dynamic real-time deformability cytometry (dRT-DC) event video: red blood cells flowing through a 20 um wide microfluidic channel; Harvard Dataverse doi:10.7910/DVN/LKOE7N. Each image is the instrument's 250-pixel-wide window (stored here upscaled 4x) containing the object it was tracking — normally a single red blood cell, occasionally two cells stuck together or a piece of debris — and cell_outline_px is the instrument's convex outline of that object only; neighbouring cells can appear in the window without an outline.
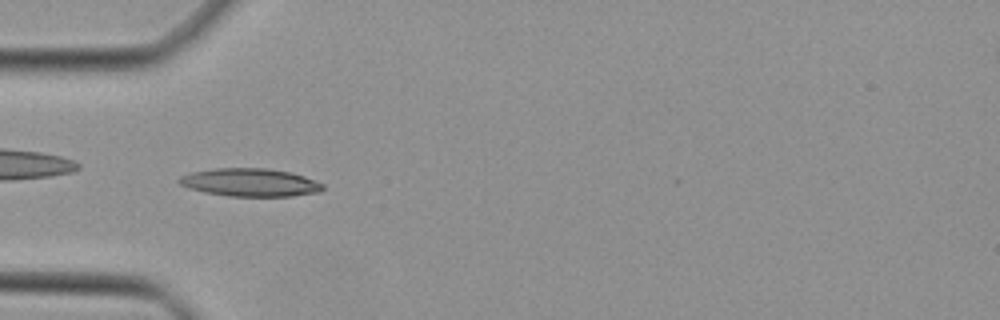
{"species": "Egyptian fruit bat (a non-hibernating species)", "species_latin": "Rousettus aegyptiacus", "temperature_condition": "cold", "stored_images_in_passage": 34, "camera_frame_rate_fps": 3000, "um_per_image_px": 0.085, "animal": {"sex": "female"}, "frame": {"image": 1, "passage_image": 2, "time_ms": 0.333, "image_size_px": [1000, 320], "cell_outline_px": [[324, 188], [320, 192], [292, 196], [228, 196], [204, 192], [188, 188], [180, 184], [176, 180], [180, 176], [192, 172], [216, 168], [268, 168], [292, 172], [304, 176], [324, 184]], "centroid_in_image_um": [21.26, 15.5], "position_along_channel_um": 63.7, "area_um2": 23.58}}
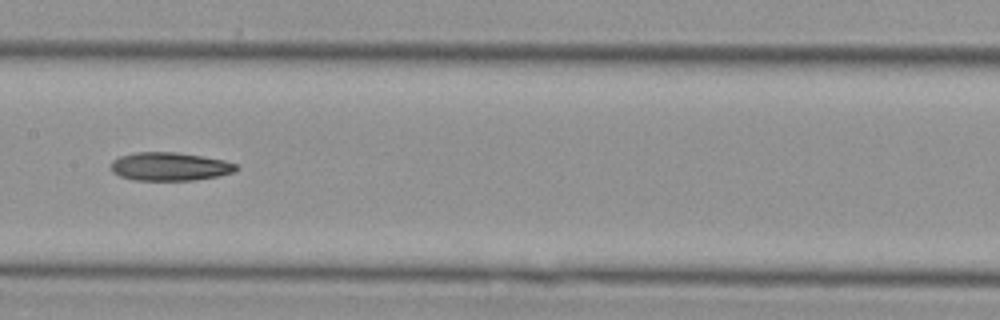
{"frame": {"image": 2, "passage_image": 11, "time_ms": 3.333, "image_size_px": [1000, 320], "cell_outline_px": [[240, 168], [232, 172], [220, 176], [192, 180], [136, 180], [120, 176], [112, 172], [112, 160], [120, 156], [136, 152], [176, 152], [224, 160], [236, 164]], "centroid_in_image_um": [14.44, 14.15], "position_along_channel_um": 193.0, "area_um2": 20.58}}
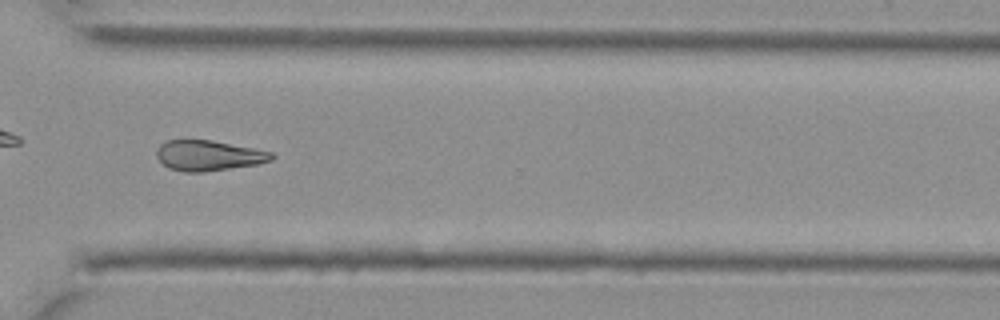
{"frame": {"image": 3, "passage_image": 22, "time_ms": 7.0, "image_size_px": [1000, 320], "cell_outline_px": [[276, 156], [272, 160], [256, 164], [204, 172], [184, 172], [168, 168], [156, 156], [156, 152], [160, 144], [168, 140], [184, 136], [212, 140], [256, 148], [272, 152]], "centroid_in_image_um": [17.69, 13.17], "position_along_channel_um": 352.9, "area_um2": 21.04}}